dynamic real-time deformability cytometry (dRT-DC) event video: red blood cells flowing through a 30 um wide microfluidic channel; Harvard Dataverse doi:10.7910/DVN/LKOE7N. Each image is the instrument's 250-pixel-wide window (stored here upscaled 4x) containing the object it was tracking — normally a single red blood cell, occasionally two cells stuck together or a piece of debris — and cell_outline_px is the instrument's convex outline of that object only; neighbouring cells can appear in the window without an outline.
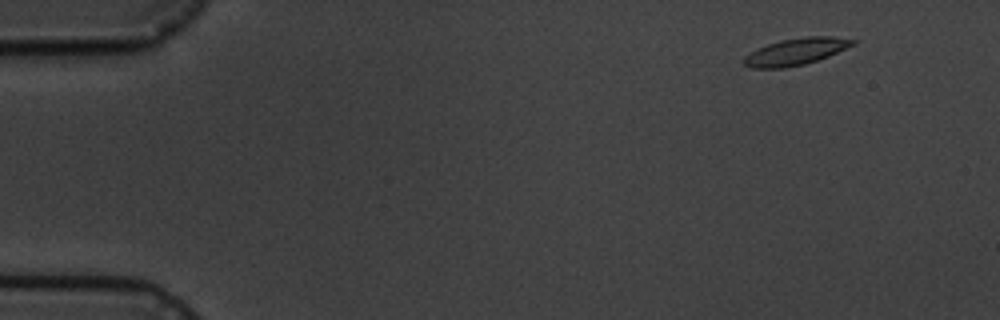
{"species": "common noctule bat (a hibernating species)", "species_latin": "Nyctalus noctula", "temperature_condition": "cold", "stored_images_in_passage": 6, "camera_frame_rate_fps": 3000, "um_per_image_px": 0.085, "animal": {"sex": "male", "body_mass_g": 19.5, "forearm_length_mm": 54.6}, "frame": {"image": 1, "passage_image": 2, "time_ms": 1.0, "image_size_px": [1000, 320], "cell_outline_px": [[860, 40], [856, 44], [828, 56], [804, 64], [784, 68], [752, 68], [744, 64], [744, 56], [756, 48], [780, 40], [804, 36], [832, 36]], "centroid_in_image_um": [67.67, 4.37], "position_along_channel_um": 17.3, "area_um2": 17.11}}
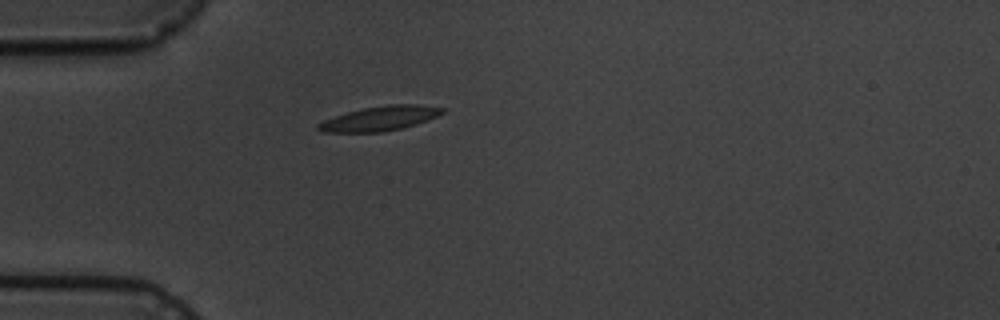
{"frame": {"image": 2, "passage_image": 5, "time_ms": 4.667, "image_size_px": [1000, 320], "cell_outline_px": [[444, 112], [428, 120], [416, 124], [384, 132], [320, 132], [316, 128], [316, 124], [324, 120], [348, 112], [364, 108], [388, 104], [416, 104], [444, 108]], "centroid_in_image_um": [32.27, 10.07], "position_along_channel_um": 52.7, "area_um2": 17.63}}